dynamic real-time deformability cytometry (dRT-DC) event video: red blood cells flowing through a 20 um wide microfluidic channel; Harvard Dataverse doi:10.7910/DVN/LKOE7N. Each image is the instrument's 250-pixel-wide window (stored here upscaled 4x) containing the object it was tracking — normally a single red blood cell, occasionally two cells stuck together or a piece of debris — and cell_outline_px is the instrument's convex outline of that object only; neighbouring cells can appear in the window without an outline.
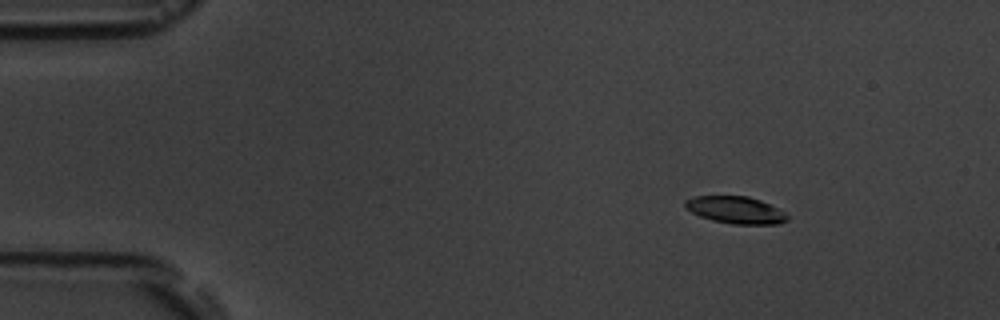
{"species": "common noctule bat (a hibernating species)", "species_latin": "Nyctalus noctula", "temperature_condition": "room temperature", "stored_images_in_passage": 6, "camera_frame_rate_fps": 3000, "um_per_image_px": 0.085, "animal": {"sex": "male", "body_mass_g": 19.5, "forearm_length_mm": 54.6}, "frame": {"image": 1, "passage_image": 3, "time_ms": 2.333, "image_size_px": [1000, 320], "cell_outline_px": [[788, 220], [780, 224], [732, 224], [712, 220], [700, 216], [684, 208], [684, 200], [696, 196], [748, 196], [760, 200], [784, 212], [788, 216]], "centroid_in_image_um": [62.51, 17.85], "position_along_channel_um": 22.5, "area_um2": 16.13}}
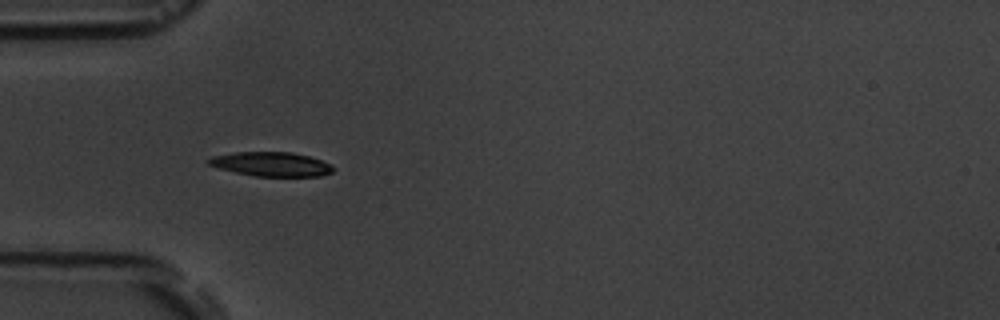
{"frame": {"image": 2, "passage_image": 5, "time_ms": 5.667, "image_size_px": [1000, 320], "cell_outline_px": [[336, 168], [332, 172], [320, 176], [256, 176], [236, 172], [220, 168], [208, 164], [204, 160], [212, 156], [236, 152], [292, 152], [308, 156], [320, 160]], "centroid_in_image_um": [23.04, 13.95], "position_along_channel_um": 62.0, "area_um2": 17.46}}
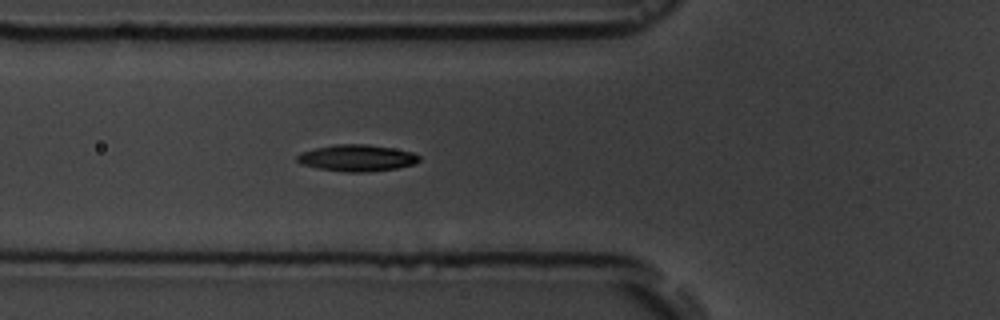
{"frame": {"image": 3, "passage_image": 6, "time_ms": 6.667, "image_size_px": [1000, 320], "cell_outline_px": [[420, 160], [412, 164], [396, 168], [364, 172], [348, 172], [320, 168], [300, 164], [296, 160], [296, 156], [300, 152], [316, 148], [336, 144], [368, 144], [392, 148], [412, 152], [420, 156]], "centroid_in_image_um": [30.31, 13.42], "position_along_channel_um": 95.5, "area_um2": 18.73}}